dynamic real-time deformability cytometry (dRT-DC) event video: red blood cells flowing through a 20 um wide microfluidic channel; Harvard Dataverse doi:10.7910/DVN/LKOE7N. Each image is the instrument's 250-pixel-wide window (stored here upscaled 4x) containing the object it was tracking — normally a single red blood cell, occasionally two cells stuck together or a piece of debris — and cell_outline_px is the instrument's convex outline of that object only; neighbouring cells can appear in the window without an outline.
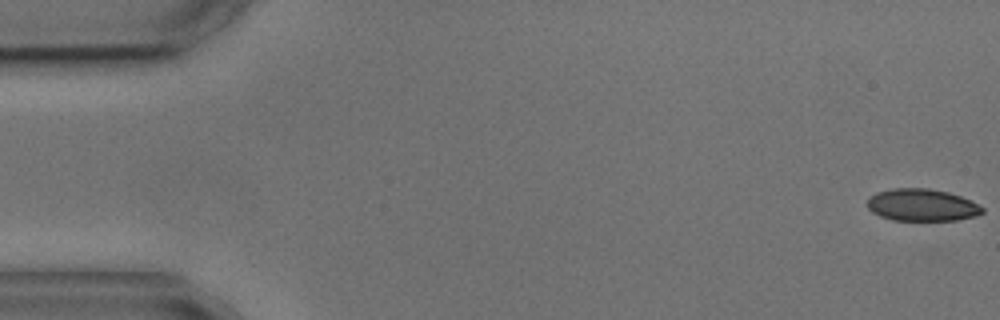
{"species": "common noctule bat (a hibernating species)", "species_latin": "Nyctalus noctula", "temperature_condition": "cold", "stored_images_in_passage": 4, "camera_frame_rate_fps": 3000, "um_per_image_px": 0.085, "animal": {"sex": "male", "body_mass_g": 17.9, "forearm_length_mm": 54.2}, "frame": {"image": 1, "passage_image": 1, "time_ms": 0.0, "image_size_px": [1000, 320], "cell_outline_px": [[984, 212], [976, 216], [956, 220], [892, 220], [880, 216], [872, 212], [868, 208], [868, 200], [876, 192], [892, 188], [928, 188], [948, 192], [960, 196], [984, 208]], "centroid_in_image_um": [78.35, 17.43], "position_along_channel_um": 6.6, "area_um2": 21.44}}
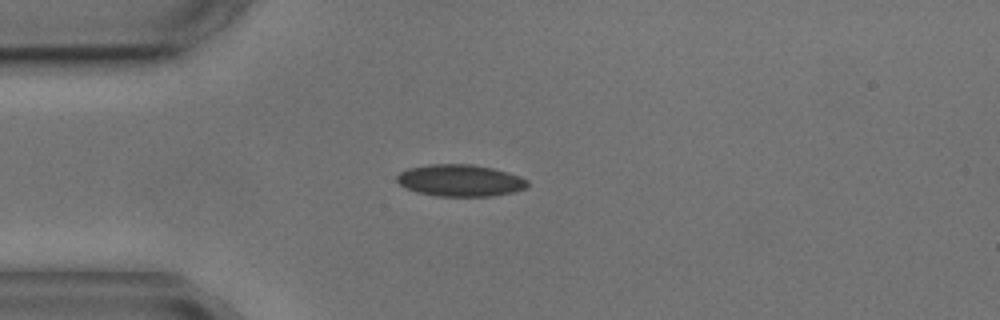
{"frame": {"image": 2, "passage_image": 4, "time_ms": 4.333, "image_size_px": [1000, 320], "cell_outline_px": [[528, 184], [524, 188], [516, 192], [492, 196], [436, 196], [416, 192], [400, 184], [396, 180], [396, 176], [400, 172], [408, 168], [428, 164], [472, 164], [492, 168], [520, 176], [528, 180]], "centroid_in_image_um": [39.11, 15.34], "position_along_channel_um": 45.9, "area_um2": 24.28}}